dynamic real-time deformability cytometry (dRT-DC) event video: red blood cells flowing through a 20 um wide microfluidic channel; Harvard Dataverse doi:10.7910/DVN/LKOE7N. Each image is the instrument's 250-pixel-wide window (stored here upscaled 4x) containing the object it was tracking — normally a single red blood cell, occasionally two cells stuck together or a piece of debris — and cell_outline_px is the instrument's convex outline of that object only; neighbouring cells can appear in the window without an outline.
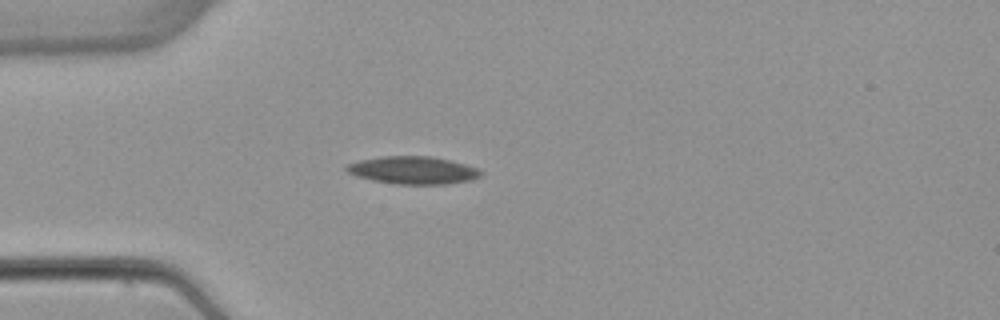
{"species": "common noctule bat (a hibernating species)", "species_latin": "Nyctalus noctula", "temperature_condition": "warm", "stored_images_in_passage": 4, "camera_frame_rate_fps": 3000, "um_per_image_px": 0.085, "animal": {"sex": "female", "body_mass_g": 22.7, "forearm_length_mm": 54.2}, "frame": {"image": 1, "passage_image": 3, "time_ms": 2.667, "image_size_px": [1000, 320], "cell_outline_px": [[484, 172], [480, 176], [468, 180], [444, 184], [396, 184], [372, 180], [356, 176], [348, 172], [344, 168], [348, 164], [360, 160], [380, 156], [432, 156], [464, 164], [476, 168]], "centroid_in_image_um": [35.07, 14.46], "position_along_channel_um": 49.9, "area_um2": 21.44}}